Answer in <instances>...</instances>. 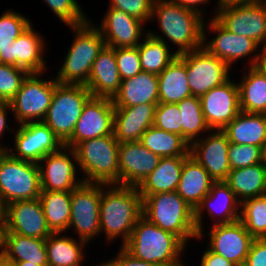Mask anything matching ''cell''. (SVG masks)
Segmentation results:
<instances>
[{
    "instance_id": "6",
    "label": "cell",
    "mask_w": 266,
    "mask_h": 266,
    "mask_svg": "<svg viewBox=\"0 0 266 266\" xmlns=\"http://www.w3.org/2000/svg\"><path fill=\"white\" fill-rule=\"evenodd\" d=\"M119 144L111 134L82 141L73 148L83 182L119 185Z\"/></svg>"
},
{
    "instance_id": "24",
    "label": "cell",
    "mask_w": 266,
    "mask_h": 266,
    "mask_svg": "<svg viewBox=\"0 0 266 266\" xmlns=\"http://www.w3.org/2000/svg\"><path fill=\"white\" fill-rule=\"evenodd\" d=\"M33 23L23 31L10 47V64L25 69L28 73H46V40L37 32Z\"/></svg>"
},
{
    "instance_id": "21",
    "label": "cell",
    "mask_w": 266,
    "mask_h": 266,
    "mask_svg": "<svg viewBox=\"0 0 266 266\" xmlns=\"http://www.w3.org/2000/svg\"><path fill=\"white\" fill-rule=\"evenodd\" d=\"M102 20L95 24L105 45L112 48H135L147 34L146 24L122 10L108 8Z\"/></svg>"
},
{
    "instance_id": "5",
    "label": "cell",
    "mask_w": 266,
    "mask_h": 266,
    "mask_svg": "<svg viewBox=\"0 0 266 266\" xmlns=\"http://www.w3.org/2000/svg\"><path fill=\"white\" fill-rule=\"evenodd\" d=\"M142 197V216L164 231L177 236L186 246L198 238L194 210L176 191Z\"/></svg>"
},
{
    "instance_id": "39",
    "label": "cell",
    "mask_w": 266,
    "mask_h": 266,
    "mask_svg": "<svg viewBox=\"0 0 266 266\" xmlns=\"http://www.w3.org/2000/svg\"><path fill=\"white\" fill-rule=\"evenodd\" d=\"M177 106L181 113L182 137L189 144L211 130L205 121L200 97L185 98L177 103Z\"/></svg>"
},
{
    "instance_id": "7",
    "label": "cell",
    "mask_w": 266,
    "mask_h": 266,
    "mask_svg": "<svg viewBox=\"0 0 266 266\" xmlns=\"http://www.w3.org/2000/svg\"><path fill=\"white\" fill-rule=\"evenodd\" d=\"M92 97L85 85L62 84L56 87L43 122L64 144L75 129L86 102Z\"/></svg>"
},
{
    "instance_id": "10",
    "label": "cell",
    "mask_w": 266,
    "mask_h": 266,
    "mask_svg": "<svg viewBox=\"0 0 266 266\" xmlns=\"http://www.w3.org/2000/svg\"><path fill=\"white\" fill-rule=\"evenodd\" d=\"M210 18L207 19L208 22L205 20L203 25V47L210 54L223 60L230 68L237 61L246 58L250 60L245 65L256 66L261 47L251 38L236 35L225 29L214 17ZM209 33L215 37L210 39Z\"/></svg>"
},
{
    "instance_id": "1",
    "label": "cell",
    "mask_w": 266,
    "mask_h": 266,
    "mask_svg": "<svg viewBox=\"0 0 266 266\" xmlns=\"http://www.w3.org/2000/svg\"><path fill=\"white\" fill-rule=\"evenodd\" d=\"M150 21L158 22L157 30L161 34L147 29L148 34L165 42L170 48L176 46L174 52L177 55L203 47L205 18L175 0H154Z\"/></svg>"
},
{
    "instance_id": "32",
    "label": "cell",
    "mask_w": 266,
    "mask_h": 266,
    "mask_svg": "<svg viewBox=\"0 0 266 266\" xmlns=\"http://www.w3.org/2000/svg\"><path fill=\"white\" fill-rule=\"evenodd\" d=\"M187 157H161L158 166L137 187L141 196L177 190L184 160Z\"/></svg>"
},
{
    "instance_id": "29",
    "label": "cell",
    "mask_w": 266,
    "mask_h": 266,
    "mask_svg": "<svg viewBox=\"0 0 266 266\" xmlns=\"http://www.w3.org/2000/svg\"><path fill=\"white\" fill-rule=\"evenodd\" d=\"M87 244L66 232H52L46 238L48 266H82L87 258Z\"/></svg>"
},
{
    "instance_id": "11",
    "label": "cell",
    "mask_w": 266,
    "mask_h": 266,
    "mask_svg": "<svg viewBox=\"0 0 266 266\" xmlns=\"http://www.w3.org/2000/svg\"><path fill=\"white\" fill-rule=\"evenodd\" d=\"M214 9L212 17L225 29L236 35L251 38L260 47H265L266 0L221 5Z\"/></svg>"
},
{
    "instance_id": "20",
    "label": "cell",
    "mask_w": 266,
    "mask_h": 266,
    "mask_svg": "<svg viewBox=\"0 0 266 266\" xmlns=\"http://www.w3.org/2000/svg\"><path fill=\"white\" fill-rule=\"evenodd\" d=\"M232 79L200 97L203 115L211 130H223L241 111L237 81Z\"/></svg>"
},
{
    "instance_id": "25",
    "label": "cell",
    "mask_w": 266,
    "mask_h": 266,
    "mask_svg": "<svg viewBox=\"0 0 266 266\" xmlns=\"http://www.w3.org/2000/svg\"><path fill=\"white\" fill-rule=\"evenodd\" d=\"M158 103L132 107H115L113 134L119 143L140 141L142 134L153 126Z\"/></svg>"
},
{
    "instance_id": "56",
    "label": "cell",
    "mask_w": 266,
    "mask_h": 266,
    "mask_svg": "<svg viewBox=\"0 0 266 266\" xmlns=\"http://www.w3.org/2000/svg\"><path fill=\"white\" fill-rule=\"evenodd\" d=\"M8 264H11V266H40L36 265L35 263L29 262V261H23V262H6Z\"/></svg>"
},
{
    "instance_id": "52",
    "label": "cell",
    "mask_w": 266,
    "mask_h": 266,
    "mask_svg": "<svg viewBox=\"0 0 266 266\" xmlns=\"http://www.w3.org/2000/svg\"><path fill=\"white\" fill-rule=\"evenodd\" d=\"M256 67L266 74V46L260 48L259 59Z\"/></svg>"
},
{
    "instance_id": "36",
    "label": "cell",
    "mask_w": 266,
    "mask_h": 266,
    "mask_svg": "<svg viewBox=\"0 0 266 266\" xmlns=\"http://www.w3.org/2000/svg\"><path fill=\"white\" fill-rule=\"evenodd\" d=\"M141 144L160 157H188L190 144L179 134L149 127L141 136Z\"/></svg>"
},
{
    "instance_id": "47",
    "label": "cell",
    "mask_w": 266,
    "mask_h": 266,
    "mask_svg": "<svg viewBox=\"0 0 266 266\" xmlns=\"http://www.w3.org/2000/svg\"><path fill=\"white\" fill-rule=\"evenodd\" d=\"M244 266H266V239L254 238Z\"/></svg>"
},
{
    "instance_id": "46",
    "label": "cell",
    "mask_w": 266,
    "mask_h": 266,
    "mask_svg": "<svg viewBox=\"0 0 266 266\" xmlns=\"http://www.w3.org/2000/svg\"><path fill=\"white\" fill-rule=\"evenodd\" d=\"M154 0H110L108 8L122 10L144 22H151Z\"/></svg>"
},
{
    "instance_id": "3",
    "label": "cell",
    "mask_w": 266,
    "mask_h": 266,
    "mask_svg": "<svg viewBox=\"0 0 266 266\" xmlns=\"http://www.w3.org/2000/svg\"><path fill=\"white\" fill-rule=\"evenodd\" d=\"M122 247L133 257L162 266H186L187 246L175 235L164 231L141 216L130 238ZM186 264V265H185Z\"/></svg>"
},
{
    "instance_id": "45",
    "label": "cell",
    "mask_w": 266,
    "mask_h": 266,
    "mask_svg": "<svg viewBox=\"0 0 266 266\" xmlns=\"http://www.w3.org/2000/svg\"><path fill=\"white\" fill-rule=\"evenodd\" d=\"M115 57L122 80L131 78L142 71L138 47L115 48Z\"/></svg>"
},
{
    "instance_id": "51",
    "label": "cell",
    "mask_w": 266,
    "mask_h": 266,
    "mask_svg": "<svg viewBox=\"0 0 266 266\" xmlns=\"http://www.w3.org/2000/svg\"><path fill=\"white\" fill-rule=\"evenodd\" d=\"M175 1L183 5L185 8L191 9L199 13L204 18L207 16L205 14L206 9L204 8V5L206 6L208 3L211 4L210 2L211 0H175Z\"/></svg>"
},
{
    "instance_id": "55",
    "label": "cell",
    "mask_w": 266,
    "mask_h": 266,
    "mask_svg": "<svg viewBox=\"0 0 266 266\" xmlns=\"http://www.w3.org/2000/svg\"><path fill=\"white\" fill-rule=\"evenodd\" d=\"M4 231L5 227L2 224H0V259L2 258L3 254Z\"/></svg>"
},
{
    "instance_id": "12",
    "label": "cell",
    "mask_w": 266,
    "mask_h": 266,
    "mask_svg": "<svg viewBox=\"0 0 266 266\" xmlns=\"http://www.w3.org/2000/svg\"><path fill=\"white\" fill-rule=\"evenodd\" d=\"M102 184L82 182L71 191V215L68 232L93 243L100 236V199Z\"/></svg>"
},
{
    "instance_id": "37",
    "label": "cell",
    "mask_w": 266,
    "mask_h": 266,
    "mask_svg": "<svg viewBox=\"0 0 266 266\" xmlns=\"http://www.w3.org/2000/svg\"><path fill=\"white\" fill-rule=\"evenodd\" d=\"M39 200L52 232H67L71 215V192L41 191Z\"/></svg>"
},
{
    "instance_id": "27",
    "label": "cell",
    "mask_w": 266,
    "mask_h": 266,
    "mask_svg": "<svg viewBox=\"0 0 266 266\" xmlns=\"http://www.w3.org/2000/svg\"><path fill=\"white\" fill-rule=\"evenodd\" d=\"M115 107H132L144 103H159L157 74L141 71L122 80L119 91L112 99Z\"/></svg>"
},
{
    "instance_id": "2",
    "label": "cell",
    "mask_w": 266,
    "mask_h": 266,
    "mask_svg": "<svg viewBox=\"0 0 266 266\" xmlns=\"http://www.w3.org/2000/svg\"><path fill=\"white\" fill-rule=\"evenodd\" d=\"M142 216V197L137 187L102 184L100 199V236L111 245L130 238L135 224Z\"/></svg>"
},
{
    "instance_id": "34",
    "label": "cell",
    "mask_w": 266,
    "mask_h": 266,
    "mask_svg": "<svg viewBox=\"0 0 266 266\" xmlns=\"http://www.w3.org/2000/svg\"><path fill=\"white\" fill-rule=\"evenodd\" d=\"M242 202L266 194V165L258 163L252 166L233 169L224 181Z\"/></svg>"
},
{
    "instance_id": "54",
    "label": "cell",
    "mask_w": 266,
    "mask_h": 266,
    "mask_svg": "<svg viewBox=\"0 0 266 266\" xmlns=\"http://www.w3.org/2000/svg\"><path fill=\"white\" fill-rule=\"evenodd\" d=\"M0 224L5 227L6 224V204L0 196Z\"/></svg>"
},
{
    "instance_id": "49",
    "label": "cell",
    "mask_w": 266,
    "mask_h": 266,
    "mask_svg": "<svg viewBox=\"0 0 266 266\" xmlns=\"http://www.w3.org/2000/svg\"><path fill=\"white\" fill-rule=\"evenodd\" d=\"M203 254L200 256V266H236L231 261L223 256L212 252L208 247L204 249Z\"/></svg>"
},
{
    "instance_id": "22",
    "label": "cell",
    "mask_w": 266,
    "mask_h": 266,
    "mask_svg": "<svg viewBox=\"0 0 266 266\" xmlns=\"http://www.w3.org/2000/svg\"><path fill=\"white\" fill-rule=\"evenodd\" d=\"M4 233L46 239L52 231L47 225L39 198L15 201L6 205Z\"/></svg>"
},
{
    "instance_id": "57",
    "label": "cell",
    "mask_w": 266,
    "mask_h": 266,
    "mask_svg": "<svg viewBox=\"0 0 266 266\" xmlns=\"http://www.w3.org/2000/svg\"><path fill=\"white\" fill-rule=\"evenodd\" d=\"M263 162L266 165V142H265V145H264V148H263Z\"/></svg>"
},
{
    "instance_id": "41",
    "label": "cell",
    "mask_w": 266,
    "mask_h": 266,
    "mask_svg": "<svg viewBox=\"0 0 266 266\" xmlns=\"http://www.w3.org/2000/svg\"><path fill=\"white\" fill-rule=\"evenodd\" d=\"M239 220L254 238H265L266 194L242 201Z\"/></svg>"
},
{
    "instance_id": "50",
    "label": "cell",
    "mask_w": 266,
    "mask_h": 266,
    "mask_svg": "<svg viewBox=\"0 0 266 266\" xmlns=\"http://www.w3.org/2000/svg\"><path fill=\"white\" fill-rule=\"evenodd\" d=\"M10 113L12 114L10 104L9 103H1L0 104V140H1V137L3 138L5 133L6 134L10 133V130H12L13 132L15 131V127H14V129H12L11 126L10 127L8 126V125H10L9 116H8ZM6 131H8V132H6ZM8 146H9V144L6 146L3 144V141H2V144L0 141V149L1 150H6L8 148Z\"/></svg>"
},
{
    "instance_id": "31",
    "label": "cell",
    "mask_w": 266,
    "mask_h": 266,
    "mask_svg": "<svg viewBox=\"0 0 266 266\" xmlns=\"http://www.w3.org/2000/svg\"><path fill=\"white\" fill-rule=\"evenodd\" d=\"M223 131L227 134L230 143L264 148L266 114L240 111Z\"/></svg>"
},
{
    "instance_id": "43",
    "label": "cell",
    "mask_w": 266,
    "mask_h": 266,
    "mask_svg": "<svg viewBox=\"0 0 266 266\" xmlns=\"http://www.w3.org/2000/svg\"><path fill=\"white\" fill-rule=\"evenodd\" d=\"M228 160L231 170L263 163V148L256 145L230 143Z\"/></svg>"
},
{
    "instance_id": "38",
    "label": "cell",
    "mask_w": 266,
    "mask_h": 266,
    "mask_svg": "<svg viewBox=\"0 0 266 266\" xmlns=\"http://www.w3.org/2000/svg\"><path fill=\"white\" fill-rule=\"evenodd\" d=\"M142 71L160 74L178 56L165 42L147 34L137 46Z\"/></svg>"
},
{
    "instance_id": "4",
    "label": "cell",
    "mask_w": 266,
    "mask_h": 266,
    "mask_svg": "<svg viewBox=\"0 0 266 266\" xmlns=\"http://www.w3.org/2000/svg\"><path fill=\"white\" fill-rule=\"evenodd\" d=\"M94 23V20L89 19L82 25L69 26L74 35L54 77L58 83L87 84L93 62L105 46L101 31Z\"/></svg>"
},
{
    "instance_id": "18",
    "label": "cell",
    "mask_w": 266,
    "mask_h": 266,
    "mask_svg": "<svg viewBox=\"0 0 266 266\" xmlns=\"http://www.w3.org/2000/svg\"><path fill=\"white\" fill-rule=\"evenodd\" d=\"M229 144L228 136L223 130H210L190 144L189 153L204 167L214 182L225 181L231 171Z\"/></svg>"
},
{
    "instance_id": "28",
    "label": "cell",
    "mask_w": 266,
    "mask_h": 266,
    "mask_svg": "<svg viewBox=\"0 0 266 266\" xmlns=\"http://www.w3.org/2000/svg\"><path fill=\"white\" fill-rule=\"evenodd\" d=\"M214 180L204 167L190 155L184 160L176 192L193 209L211 190Z\"/></svg>"
},
{
    "instance_id": "44",
    "label": "cell",
    "mask_w": 266,
    "mask_h": 266,
    "mask_svg": "<svg viewBox=\"0 0 266 266\" xmlns=\"http://www.w3.org/2000/svg\"><path fill=\"white\" fill-rule=\"evenodd\" d=\"M181 113L177 104L158 103L155 109L153 126L182 136Z\"/></svg>"
},
{
    "instance_id": "14",
    "label": "cell",
    "mask_w": 266,
    "mask_h": 266,
    "mask_svg": "<svg viewBox=\"0 0 266 266\" xmlns=\"http://www.w3.org/2000/svg\"><path fill=\"white\" fill-rule=\"evenodd\" d=\"M14 125L13 144L5 150L13 158L38 163L47 154L58 152L64 146L43 121Z\"/></svg>"
},
{
    "instance_id": "42",
    "label": "cell",
    "mask_w": 266,
    "mask_h": 266,
    "mask_svg": "<svg viewBox=\"0 0 266 266\" xmlns=\"http://www.w3.org/2000/svg\"><path fill=\"white\" fill-rule=\"evenodd\" d=\"M29 73L12 64L0 63V101L9 103Z\"/></svg>"
},
{
    "instance_id": "26",
    "label": "cell",
    "mask_w": 266,
    "mask_h": 266,
    "mask_svg": "<svg viewBox=\"0 0 266 266\" xmlns=\"http://www.w3.org/2000/svg\"><path fill=\"white\" fill-rule=\"evenodd\" d=\"M115 48L104 46L93 62L86 88L94 97L109 98L117 94L121 84Z\"/></svg>"
},
{
    "instance_id": "33",
    "label": "cell",
    "mask_w": 266,
    "mask_h": 266,
    "mask_svg": "<svg viewBox=\"0 0 266 266\" xmlns=\"http://www.w3.org/2000/svg\"><path fill=\"white\" fill-rule=\"evenodd\" d=\"M244 69L237 82L240 110L266 114V74L256 66Z\"/></svg>"
},
{
    "instance_id": "58",
    "label": "cell",
    "mask_w": 266,
    "mask_h": 266,
    "mask_svg": "<svg viewBox=\"0 0 266 266\" xmlns=\"http://www.w3.org/2000/svg\"><path fill=\"white\" fill-rule=\"evenodd\" d=\"M92 266H95V265H92ZM96 266H110V265H109V263L107 261L104 260L103 262H100Z\"/></svg>"
},
{
    "instance_id": "16",
    "label": "cell",
    "mask_w": 266,
    "mask_h": 266,
    "mask_svg": "<svg viewBox=\"0 0 266 266\" xmlns=\"http://www.w3.org/2000/svg\"><path fill=\"white\" fill-rule=\"evenodd\" d=\"M38 165L42 191L71 192L83 182L73 148L63 146L58 152L47 154Z\"/></svg>"
},
{
    "instance_id": "48",
    "label": "cell",
    "mask_w": 266,
    "mask_h": 266,
    "mask_svg": "<svg viewBox=\"0 0 266 266\" xmlns=\"http://www.w3.org/2000/svg\"><path fill=\"white\" fill-rule=\"evenodd\" d=\"M114 257L106 260L110 266H162L160 264H154L141 259L135 258L130 255L121 245Z\"/></svg>"
},
{
    "instance_id": "8",
    "label": "cell",
    "mask_w": 266,
    "mask_h": 266,
    "mask_svg": "<svg viewBox=\"0 0 266 266\" xmlns=\"http://www.w3.org/2000/svg\"><path fill=\"white\" fill-rule=\"evenodd\" d=\"M41 180L38 163L13 158L0 152V196L4 203L33 200L40 196Z\"/></svg>"
},
{
    "instance_id": "35",
    "label": "cell",
    "mask_w": 266,
    "mask_h": 266,
    "mask_svg": "<svg viewBox=\"0 0 266 266\" xmlns=\"http://www.w3.org/2000/svg\"><path fill=\"white\" fill-rule=\"evenodd\" d=\"M157 76L159 103L177 104L183 99L192 96L188 84L186 63L179 56Z\"/></svg>"
},
{
    "instance_id": "9",
    "label": "cell",
    "mask_w": 266,
    "mask_h": 266,
    "mask_svg": "<svg viewBox=\"0 0 266 266\" xmlns=\"http://www.w3.org/2000/svg\"><path fill=\"white\" fill-rule=\"evenodd\" d=\"M43 74L29 73L23 80L20 90L9 102L13 121L17 125L43 121L45 118L54 94L56 80L54 75L45 79Z\"/></svg>"
},
{
    "instance_id": "15",
    "label": "cell",
    "mask_w": 266,
    "mask_h": 266,
    "mask_svg": "<svg viewBox=\"0 0 266 266\" xmlns=\"http://www.w3.org/2000/svg\"><path fill=\"white\" fill-rule=\"evenodd\" d=\"M240 206L241 202L224 181L214 182L208 195L194 210V220L198 233V238L195 241H202L206 237L204 236L205 214L212 220L211 225L231 223L239 220Z\"/></svg>"
},
{
    "instance_id": "40",
    "label": "cell",
    "mask_w": 266,
    "mask_h": 266,
    "mask_svg": "<svg viewBox=\"0 0 266 266\" xmlns=\"http://www.w3.org/2000/svg\"><path fill=\"white\" fill-rule=\"evenodd\" d=\"M32 24L31 19L13 9L0 15V63L10 64V47L14 40Z\"/></svg>"
},
{
    "instance_id": "19",
    "label": "cell",
    "mask_w": 266,
    "mask_h": 266,
    "mask_svg": "<svg viewBox=\"0 0 266 266\" xmlns=\"http://www.w3.org/2000/svg\"><path fill=\"white\" fill-rule=\"evenodd\" d=\"M206 235L212 252L217 253L236 266H244L254 237L240 221L211 225Z\"/></svg>"
},
{
    "instance_id": "59",
    "label": "cell",
    "mask_w": 266,
    "mask_h": 266,
    "mask_svg": "<svg viewBox=\"0 0 266 266\" xmlns=\"http://www.w3.org/2000/svg\"><path fill=\"white\" fill-rule=\"evenodd\" d=\"M0 266H11V264H8L4 262L2 259H0Z\"/></svg>"
},
{
    "instance_id": "17",
    "label": "cell",
    "mask_w": 266,
    "mask_h": 266,
    "mask_svg": "<svg viewBox=\"0 0 266 266\" xmlns=\"http://www.w3.org/2000/svg\"><path fill=\"white\" fill-rule=\"evenodd\" d=\"M114 112L112 99L92 96L86 102L72 136L64 146L74 148L82 141L113 134Z\"/></svg>"
},
{
    "instance_id": "13",
    "label": "cell",
    "mask_w": 266,
    "mask_h": 266,
    "mask_svg": "<svg viewBox=\"0 0 266 266\" xmlns=\"http://www.w3.org/2000/svg\"><path fill=\"white\" fill-rule=\"evenodd\" d=\"M178 56L186 63L192 96L201 97L231 78L232 68L223 60L210 54L204 47Z\"/></svg>"
},
{
    "instance_id": "30",
    "label": "cell",
    "mask_w": 266,
    "mask_h": 266,
    "mask_svg": "<svg viewBox=\"0 0 266 266\" xmlns=\"http://www.w3.org/2000/svg\"><path fill=\"white\" fill-rule=\"evenodd\" d=\"M1 259L4 262L29 261L36 265L48 266L46 239L4 233Z\"/></svg>"
},
{
    "instance_id": "23",
    "label": "cell",
    "mask_w": 266,
    "mask_h": 266,
    "mask_svg": "<svg viewBox=\"0 0 266 266\" xmlns=\"http://www.w3.org/2000/svg\"><path fill=\"white\" fill-rule=\"evenodd\" d=\"M161 157L140 141L119 144V185L138 187L158 166Z\"/></svg>"
},
{
    "instance_id": "53",
    "label": "cell",
    "mask_w": 266,
    "mask_h": 266,
    "mask_svg": "<svg viewBox=\"0 0 266 266\" xmlns=\"http://www.w3.org/2000/svg\"><path fill=\"white\" fill-rule=\"evenodd\" d=\"M262 0H217L216 7L221 5L233 4V3H250V2H258Z\"/></svg>"
}]
</instances>
